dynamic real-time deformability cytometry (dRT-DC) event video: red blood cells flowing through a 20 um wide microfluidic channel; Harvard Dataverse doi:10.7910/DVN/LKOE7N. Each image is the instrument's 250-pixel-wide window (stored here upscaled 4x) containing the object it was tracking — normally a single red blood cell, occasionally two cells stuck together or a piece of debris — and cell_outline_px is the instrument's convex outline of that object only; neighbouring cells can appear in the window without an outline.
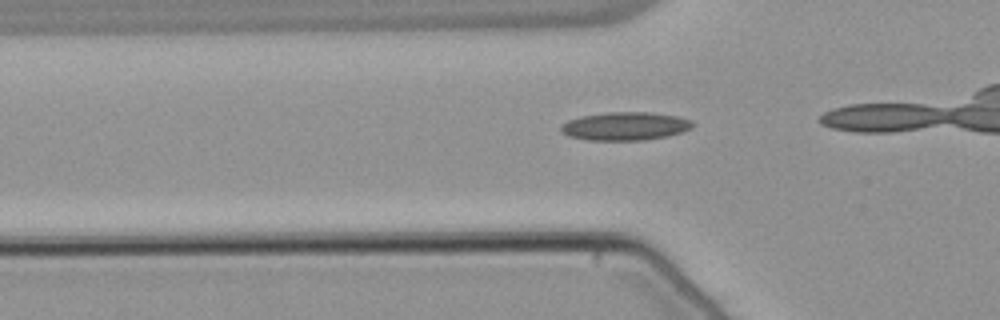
{"species": "common noctule bat (a hibernating species)", "species_latin": "Nyctalus noctula", "temperature_condition": "warm", "stored_images_in_passage": 34, "camera_frame_rate_fps": 3000, "um_per_image_px": 0.085, "animal": {"sex": "male", "body_mass_g": 21.5, "forearm_length_mm": 52.0}, "frame": {"image": 1, "passage_image": 10, "time_ms": 3.0, "image_size_px": [1000, 320], "cell_outline_px": [[692, 128], [668, 136], [644, 140], [588, 140], [568, 136], [560, 128], [568, 120], [580, 116], [608, 112], [648, 112], [676, 116], [692, 120]], "centroid_in_image_um": [53.14, 10.72], "position_along_channel_um": 72.7, "area_um2": 21.5}}
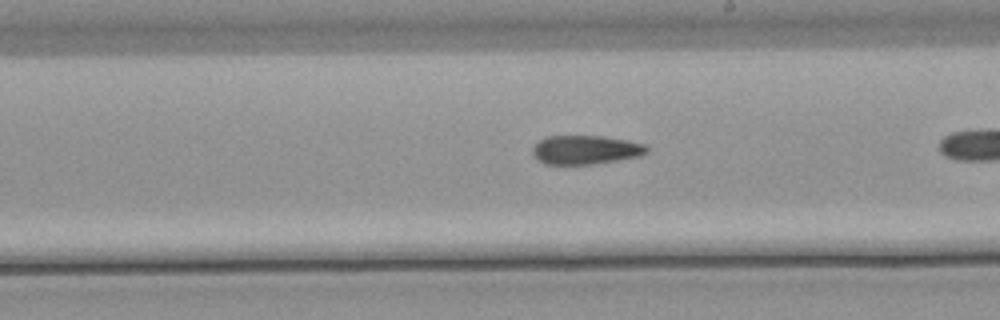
{"frame": {"image": 2, "passage_image": 23, "time_ms": 7.333, "image_size_px": [1000, 320], "cell_outline_px": [[648, 152], [640, 156], [592, 164], [544, 164], [536, 160], [532, 152], [532, 148], [540, 140], [548, 136], [600, 136], [648, 144]], "centroid_in_image_um": [49.76, 12.74], "position_along_channel_um": 239.2, "area_um2": 19.19}}
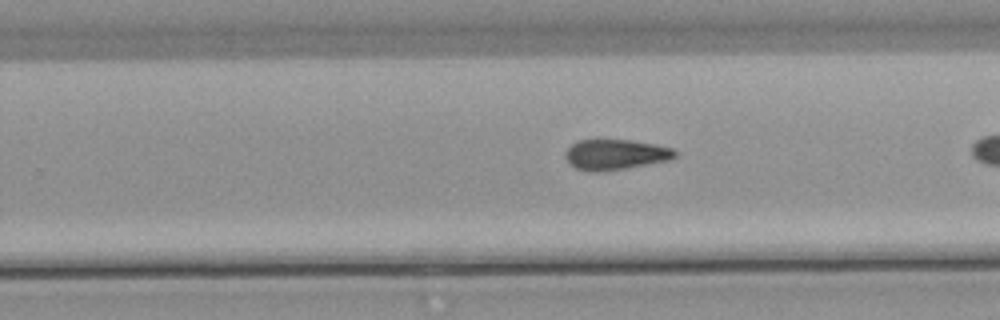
{"frame": {"image": 3, "passage_image": 26, "time_ms": 8.333, "image_size_px": [1000, 320], "cell_outline_px": [[676, 156], [668, 160], [624, 168], [600, 172], [592, 172], [576, 168], [564, 156], [564, 152], [576, 140], [632, 140], [672, 148], [676, 152]], "centroid_in_image_um": [52.27, 13.13], "position_along_channel_um": 277.5, "area_um2": 19.13}}